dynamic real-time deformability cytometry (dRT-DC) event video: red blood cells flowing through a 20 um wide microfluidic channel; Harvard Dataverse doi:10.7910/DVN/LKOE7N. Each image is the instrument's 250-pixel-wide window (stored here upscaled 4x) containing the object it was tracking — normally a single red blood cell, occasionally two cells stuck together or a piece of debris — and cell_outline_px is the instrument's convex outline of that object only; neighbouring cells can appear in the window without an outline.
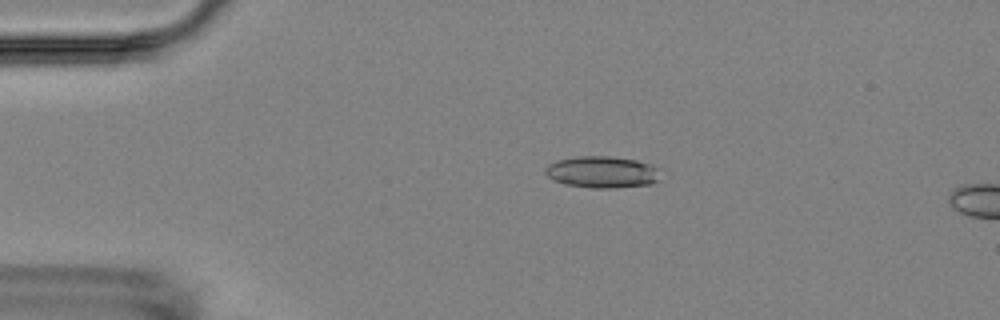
{"species": "Egyptian fruit bat (a non-hibernating species)", "species_latin": "Rousettus aegyptiacus", "temperature_condition": "room temperature", "stored_images_in_passage": 4, "camera_frame_rate_fps": 3000, "um_per_image_px": 0.085, "animal": {"sex": "female"}, "frame": {"image": 1, "passage_image": 2, "time_ms": 1.0, "image_size_px": [1000, 320], "cell_outline_px": [[660, 180], [652, 184], [616, 188], [592, 188], [564, 184], [552, 180], [544, 172], [544, 168], [548, 164], [556, 160], [580, 156], [608, 156], [636, 160], [648, 164], [656, 168]], "centroid_in_image_um": [51.14, 14.63], "position_along_channel_um": 33.9, "area_um2": 21.33}}